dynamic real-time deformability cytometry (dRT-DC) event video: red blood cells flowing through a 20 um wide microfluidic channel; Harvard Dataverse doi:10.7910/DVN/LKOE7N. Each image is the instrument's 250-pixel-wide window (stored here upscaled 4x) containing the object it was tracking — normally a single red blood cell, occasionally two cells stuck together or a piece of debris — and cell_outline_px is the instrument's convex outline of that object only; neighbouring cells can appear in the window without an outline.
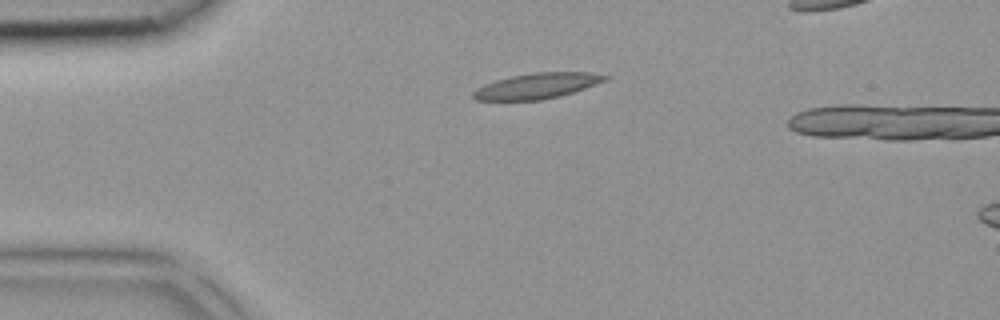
{"species": "common noctule bat (a hibernating species)", "species_latin": "Nyctalus noctula", "temperature_condition": "room temperature", "stored_images_in_passage": 3, "camera_frame_rate_fps": 3000, "um_per_image_px": 0.085, "animal": {"sex": "female", "body_mass_g": 18.4}, "frame": {"image": 1, "passage_image": 1, "time_ms": 0.0, "image_size_px": [1000, 320], "cell_outline_px": [[612, 76], [608, 80], [560, 96], [540, 100], [476, 100], [472, 96], [472, 92], [476, 88], [484, 84], [496, 80], [512, 76], [536, 72], [588, 72]], "centroid_in_image_um": [45.66, 7.29], "position_along_channel_um": 39.3, "area_um2": 19.59}}